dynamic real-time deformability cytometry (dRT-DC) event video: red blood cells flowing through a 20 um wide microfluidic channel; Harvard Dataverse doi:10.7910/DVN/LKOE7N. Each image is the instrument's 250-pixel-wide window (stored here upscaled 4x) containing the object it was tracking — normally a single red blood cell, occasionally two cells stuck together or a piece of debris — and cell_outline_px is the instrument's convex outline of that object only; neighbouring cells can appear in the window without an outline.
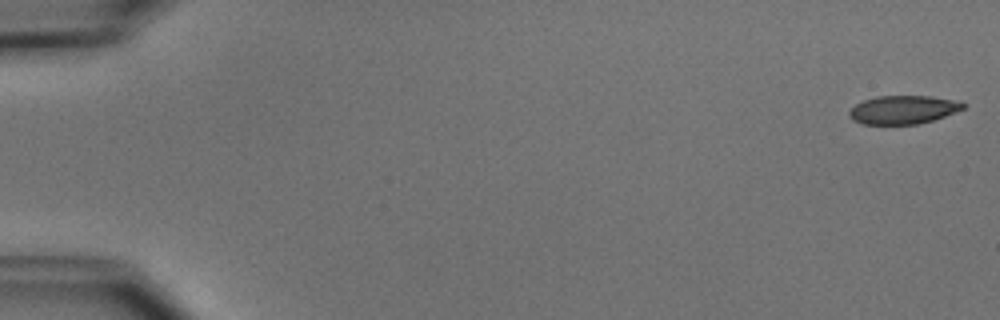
{"species": "common noctule bat (a hibernating species)", "species_latin": "Nyctalus noctula", "temperature_condition": "cold", "stored_images_in_passage": 52, "camera_frame_rate_fps": 3000, "um_per_image_px": 0.085, "animal": {"sex": "male", "body_mass_g": 15.6}, "frame": {"image": 1, "passage_image": 1, "time_ms": 0.0, "image_size_px": [1000, 320], "cell_outline_px": [[964, 108], [944, 116], [932, 120], [916, 124], [860, 124], [852, 120], [848, 116], [848, 112], [856, 104], [864, 100], [876, 96], [932, 96], [952, 100], [964, 104]], "centroid_in_image_um": [76.69, 9.33], "position_along_channel_um": 8.3, "area_um2": 18.67}}
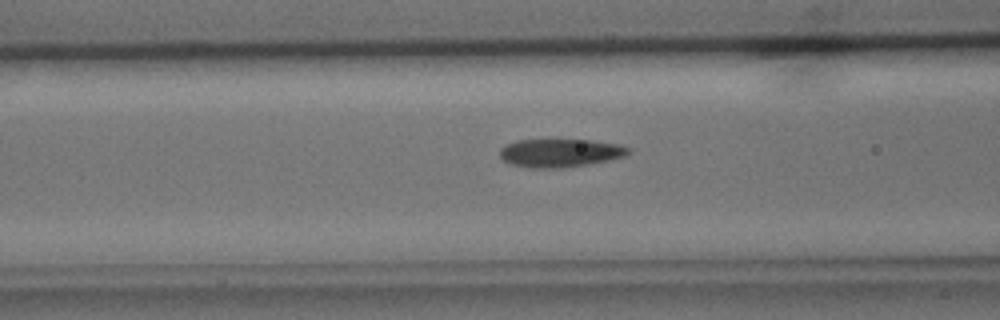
{"frame": {"image": 2, "passage_image": 21, "time_ms": 6.667, "image_size_px": [1000, 320], "cell_outline_px": [[632, 152], [624, 156], [608, 160], [588, 164], [560, 168], [528, 168], [508, 164], [500, 156], [500, 148], [516, 140], [592, 140], [620, 144], [632, 148]], "centroid_in_image_um": [47.63, 13.0], "position_along_channel_um": 119.0, "area_um2": 21.33}}
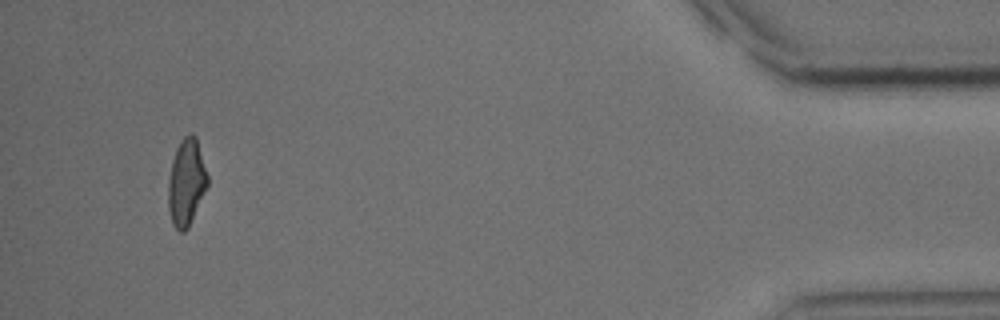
{"frame": {"image": 3, "passage_image": 49, "time_ms": 16.0, "image_size_px": [1000, 320], "cell_outline_px": [[208, 184], [188, 228], [184, 232], [180, 232], [172, 224], [168, 208], [168, 180], [172, 160], [176, 148], [180, 140], [188, 132], [192, 132], [196, 136], [208, 176]], "centroid_in_image_um": [15.83, 15.47], "position_along_channel_um": 419.4, "area_um2": 19.94}, "authors_computed_cell_mechanics": {"area_um2": 20.6057, "velocity_mm_per_s": 3.9239, "shape_relaxation_time_tau1_ms": 4.5549, "shape_relaxation_time_tau2_ms": 3.2387, "deformation_change_tau1": 0.1372, "deformation_change_tau2": 0.0967}}